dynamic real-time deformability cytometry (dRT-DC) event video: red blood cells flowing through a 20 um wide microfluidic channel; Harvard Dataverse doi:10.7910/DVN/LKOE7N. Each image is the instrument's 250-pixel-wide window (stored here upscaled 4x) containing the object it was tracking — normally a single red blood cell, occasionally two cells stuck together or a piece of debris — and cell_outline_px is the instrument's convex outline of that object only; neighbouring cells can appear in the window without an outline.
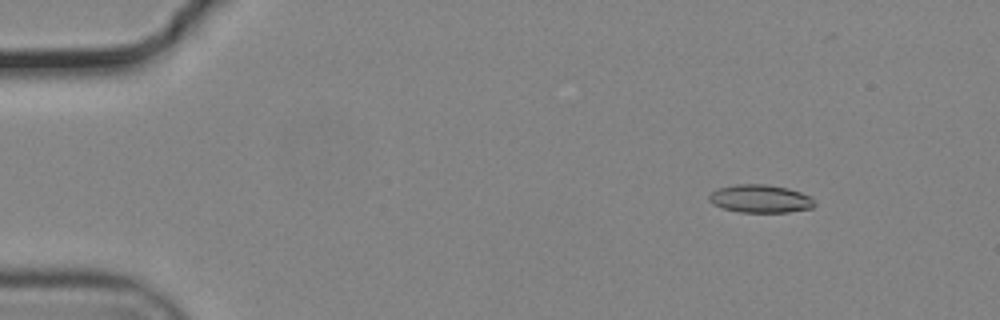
{"species": "common noctule bat (a hibernating species)", "species_latin": "Nyctalus noctula", "temperature_condition": "cold", "stored_images_in_passage": 54, "camera_frame_rate_fps": 3000, "um_per_image_px": 0.085, "animal": {"sex": "male", "body_mass_g": 19.2, "forearm_length_mm": 51.8}, "frame": {"image": 1, "passage_image": 5, "time_ms": 1.333, "image_size_px": [1000, 320], "cell_outline_px": [[816, 204], [812, 208], [788, 212], [740, 212], [724, 208], [712, 204], [708, 200], [708, 196], [712, 192], [720, 188], [736, 184], [764, 184], [788, 188], [812, 196]], "centroid_in_image_um": [64.65, 16.89], "position_along_channel_um": 20.3, "area_um2": 17.22}}
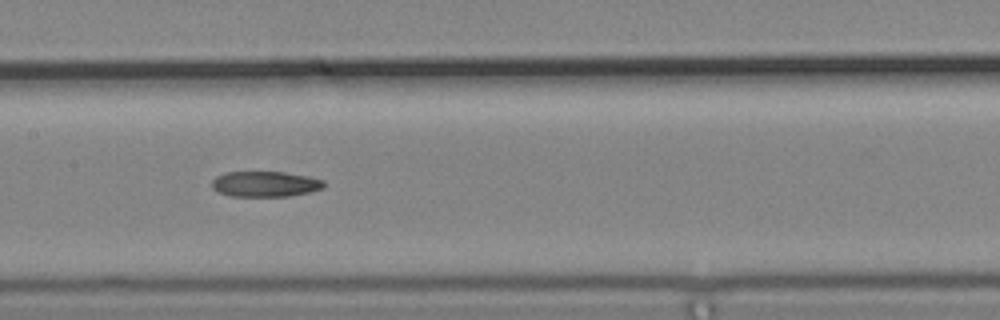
{"frame": {"image": 2, "passage_image": 26, "time_ms": 8.333, "image_size_px": [1000, 320], "cell_outline_px": [[324, 188], [308, 192], [288, 196], [232, 196], [220, 192], [212, 188], [212, 180], [216, 176], [224, 172], [284, 172], [308, 176], [324, 180]], "centroid_in_image_um": [22.54, 15.63], "position_along_channel_um": 184.9, "area_um2": 16.59}}
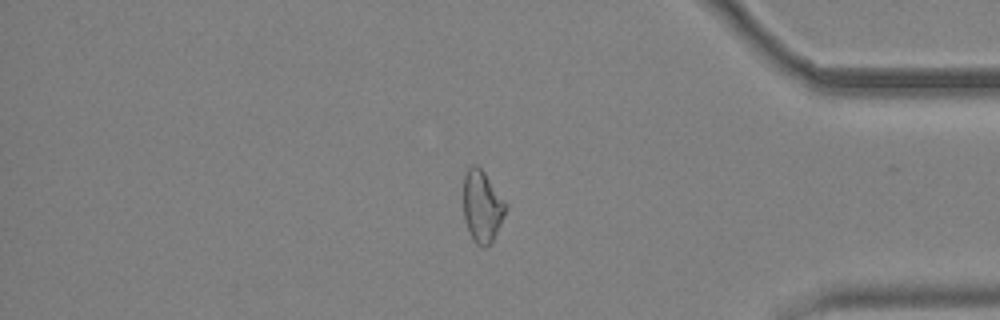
{"frame": {"image": 3, "passage_image": 45, "time_ms": 14.667, "image_size_px": [1000, 320], "cell_outline_px": [[508, 204], [504, 216], [492, 240], [484, 248], [476, 244], [472, 240], [464, 216], [464, 172], [472, 164], [476, 164], [484, 172]], "centroid_in_image_um": [40.98, 17.51], "position_along_channel_um": 394.2, "area_um2": 17.57}, "authors_computed_cell_mechanics": {"area_um2": 17.6001, "velocity_mm_per_s": 3.713, "shape_relaxation_time_tau1_ms": null, "shape_relaxation_time_tau2_ms": 8.0401, "deformation_change_tau1": null, "deformation_change_tau2": 0.1715}}